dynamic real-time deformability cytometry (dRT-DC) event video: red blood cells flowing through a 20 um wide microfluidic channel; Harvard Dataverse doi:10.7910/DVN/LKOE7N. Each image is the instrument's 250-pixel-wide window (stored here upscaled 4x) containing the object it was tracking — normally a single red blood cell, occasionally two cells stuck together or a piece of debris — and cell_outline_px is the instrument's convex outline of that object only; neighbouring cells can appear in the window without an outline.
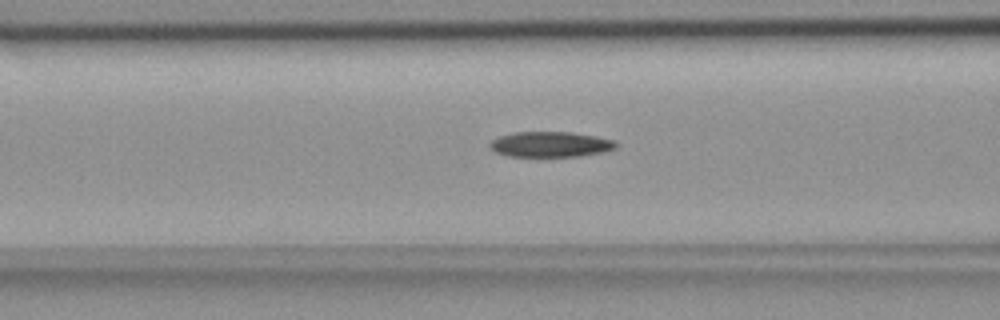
{"species": "common noctule bat (a hibernating species)", "species_latin": "Nyctalus noctula", "temperature_condition": "room temperature", "stored_images_in_passage": 56, "segment_of_instrument_passage": [1, 2], "camera_frame_rate_fps": 3000, "um_per_image_px": 0.085, "animal": {"sex": "female", "body_mass_g": 18.4}, "frame": {"image": 1, "passage_image": 22, "time_ms": 7.0, "image_size_px": [1000, 320], "cell_outline_px": [[616, 148], [600, 152], [576, 156], [508, 156], [496, 152], [488, 144], [492, 140], [500, 136], [512, 132], [572, 132], [596, 136], [612, 140], [616, 144]], "centroid_in_image_um": [46.75, 12.26], "position_along_channel_um": 119.9, "area_um2": 18.38}}
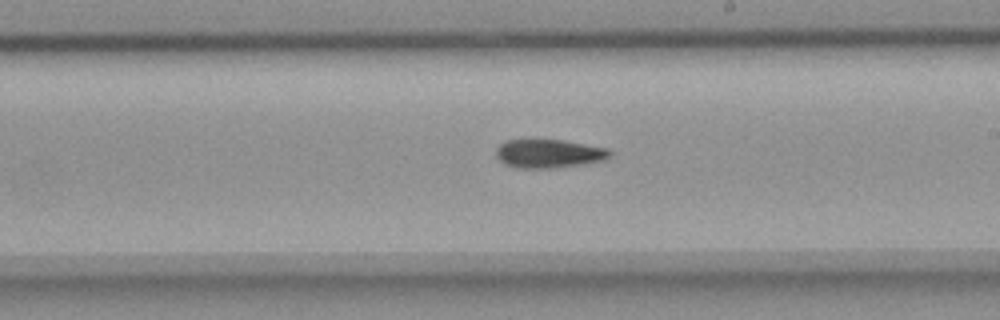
{"frame": {"image": 2, "passage_image": 32, "time_ms": 10.333, "image_size_px": [1000, 320], "cell_outline_px": [[612, 152], [608, 156], [600, 160], [580, 164], [552, 168], [520, 168], [504, 164], [496, 156], [496, 148], [504, 140], [560, 140], [608, 148]], "centroid_in_image_um": [46.58, 13.05], "position_along_channel_um": 242.4, "area_um2": 18.61}}
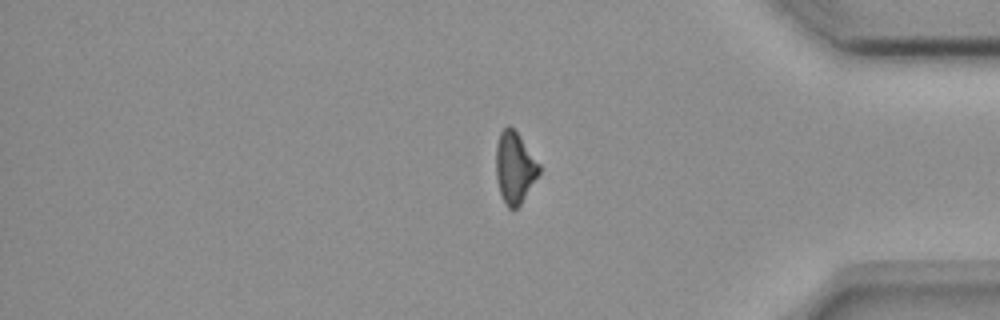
{"frame": {"image": 3, "passage_image": 46, "time_ms": 15.0, "image_size_px": [1000, 320], "cell_outline_px": [[540, 172], [520, 204], [516, 208], [508, 208], [504, 204], [500, 192], [496, 176], [496, 144], [500, 132], [508, 124], [520, 136], [540, 164]], "centroid_in_image_um": [43.73, 14.23], "position_along_channel_um": 391.5, "area_um2": 17.8}}